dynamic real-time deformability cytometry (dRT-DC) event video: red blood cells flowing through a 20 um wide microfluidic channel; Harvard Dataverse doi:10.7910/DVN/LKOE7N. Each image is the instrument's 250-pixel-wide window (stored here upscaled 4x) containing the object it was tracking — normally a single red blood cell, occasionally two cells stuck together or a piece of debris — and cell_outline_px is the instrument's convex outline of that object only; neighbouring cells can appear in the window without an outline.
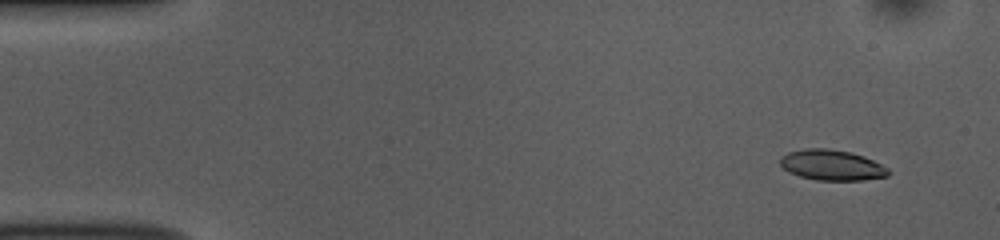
{"species": "common noctule bat (a hibernating species)", "species_latin": "Nyctalus noctula", "temperature_condition": "room temperature", "stored_images_in_passage": 53, "camera_frame_rate_fps": 3000, "um_per_image_px": 0.085, "animal": {"sex": "female", "body_mass_g": 10.0, "forearm_length_mm": 53.1}, "frame": {"image": 1, "passage_image": 4, "time_ms": 1.0, "image_size_px": [1000, 240], "cell_outline_px": [[892, 172], [888, 176], [864, 180], [816, 180], [800, 176], [788, 172], [780, 164], [780, 156], [788, 152], [804, 148], [828, 148], [852, 152], [864, 156], [888, 168]], "centroid_in_image_um": [70.7, 14.03], "position_along_channel_um": 14.3, "area_um2": 19.42}}
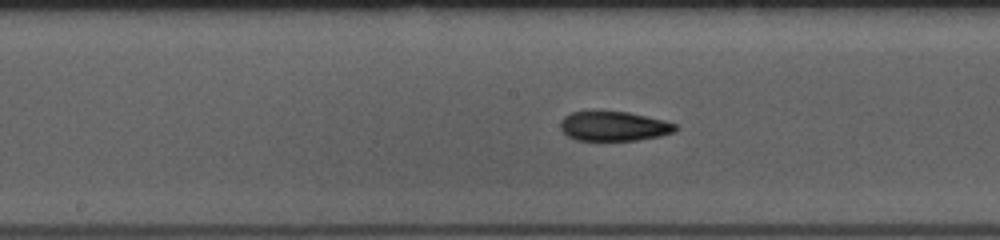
{"frame": {"image": 2, "passage_image": 27, "time_ms": 8.667, "image_size_px": [1000, 240], "cell_outline_px": [[676, 128], [672, 132], [660, 136], [636, 140], [576, 140], [568, 136], [560, 128], [560, 120], [564, 116], [572, 112], [628, 112], [664, 120], [676, 124]], "centroid_in_image_um": [52.15, 10.73], "position_along_channel_um": 196.1, "area_um2": 19.54}}
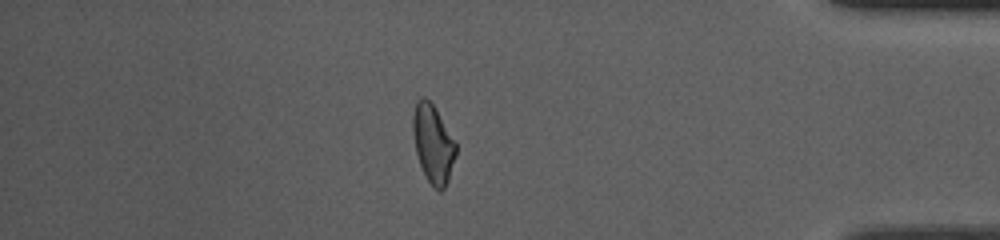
{"frame": {"image": 3, "passage_image": 46, "time_ms": 15.0, "image_size_px": [1000, 240], "cell_outline_px": [[456, 156], [448, 180], [444, 188], [440, 192], [428, 180], [420, 164], [416, 152], [412, 132], [412, 116], [416, 100], [420, 96], [424, 96], [436, 108], [456, 144]], "centroid_in_image_um": [36.79, 12.17], "position_along_channel_um": 398.4, "area_um2": 19.48}, "authors_computed_cell_mechanics": {"area_um2": 19.9988, "velocity_mm_per_s": 3.7485, "shape_relaxation_time_tau1_ms": 5.5043, "shape_relaxation_time_tau2_ms": 4.1056, "deformation_change_tau1": 0.1559, "deformation_change_tau2": 0.1049}}